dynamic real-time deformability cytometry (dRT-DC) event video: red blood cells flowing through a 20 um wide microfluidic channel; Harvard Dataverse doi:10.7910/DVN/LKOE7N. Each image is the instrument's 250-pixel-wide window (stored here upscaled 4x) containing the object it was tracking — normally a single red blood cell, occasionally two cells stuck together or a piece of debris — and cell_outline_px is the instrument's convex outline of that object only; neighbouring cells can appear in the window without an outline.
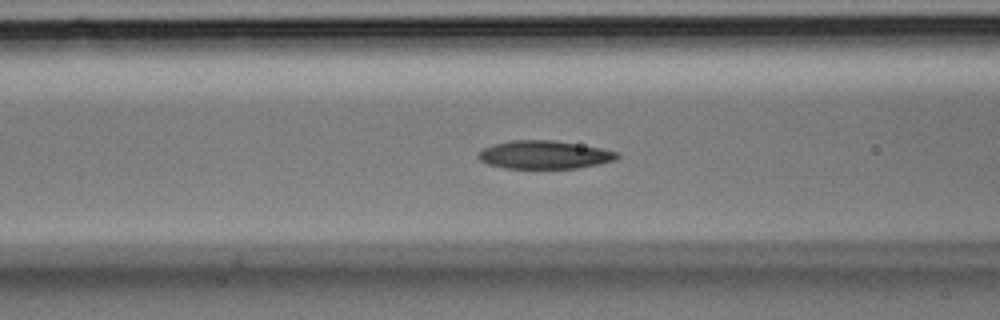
{"species": "Egyptian fruit bat (a non-hibernating species)", "species_latin": "Rousettus aegyptiacus", "temperature_condition": "room temperature", "stored_images_in_passage": 27, "camera_frame_rate_fps": 3000, "um_per_image_px": 0.085, "animal": {"sex": "male"}, "frame": {"image": 1, "passage_image": 5, "time_ms": 1.333, "image_size_px": [1000, 320], "cell_outline_px": [[616, 156], [608, 160], [592, 164], [572, 168], [512, 168], [492, 164], [484, 160], [480, 156], [480, 152], [496, 144], [520, 140], [544, 140], [572, 144], [596, 148], [616, 152]], "centroid_in_image_um": [46.22, 13.16], "position_along_channel_um": 120.4, "area_um2": 20.87}}
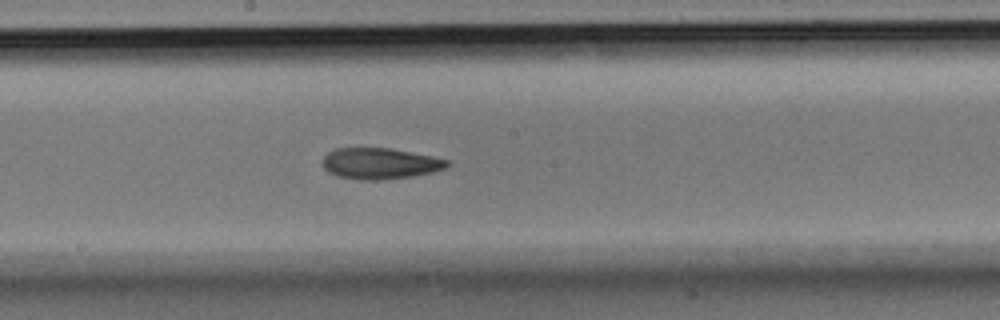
{"frame": {"image": 2, "passage_image": 10, "time_ms": 3.0, "image_size_px": [1000, 320], "cell_outline_px": [[448, 164], [440, 168], [428, 172], [404, 176], [344, 176], [332, 172], [324, 164], [324, 160], [332, 152], [340, 148], [384, 148], [428, 156], [448, 160]], "centroid_in_image_um": [32.32, 13.82], "position_along_channel_um": 215.9, "area_um2": 19.71}}
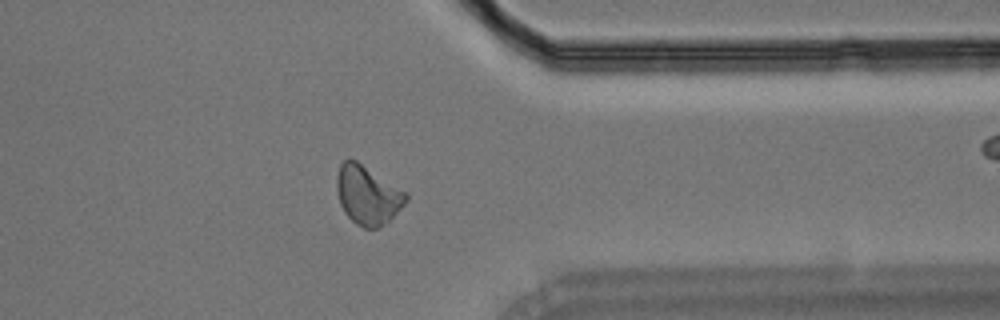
{"frame": {"image": 3, "passage_image": 19, "time_ms": 6.0, "image_size_px": [1000, 320], "cell_outline_px": [[408, 196], [392, 216], [376, 228], [364, 228], [352, 220], [348, 216], [340, 200], [340, 168], [344, 160], [356, 160], [404, 192]], "centroid_in_image_um": [31.26, 16.59], "position_along_channel_um": 380.1, "area_um2": 21.73}}